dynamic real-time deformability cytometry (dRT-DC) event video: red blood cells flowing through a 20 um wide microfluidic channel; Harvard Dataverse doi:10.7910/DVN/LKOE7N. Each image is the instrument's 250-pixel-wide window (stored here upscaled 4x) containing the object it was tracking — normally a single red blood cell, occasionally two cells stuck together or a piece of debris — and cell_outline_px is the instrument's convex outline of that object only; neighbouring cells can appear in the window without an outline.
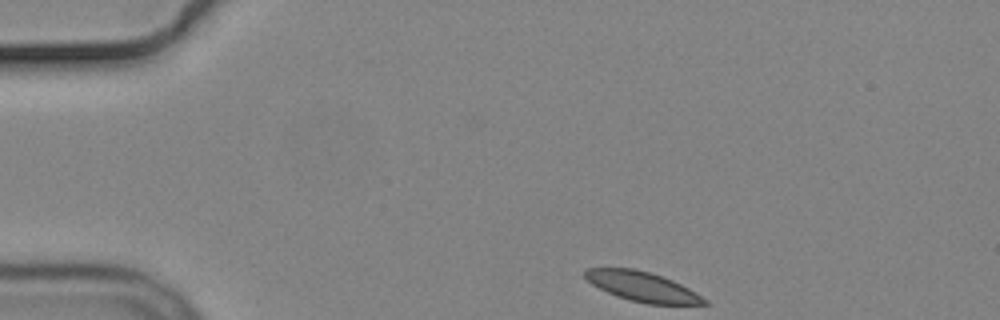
{"species": "common noctule bat (a hibernating species)", "species_latin": "Nyctalus noctula", "temperature_condition": "cold", "stored_images_in_passage": 7, "camera_frame_rate_fps": 3000, "um_per_image_px": 0.085, "animal": {"sex": "male", "body_mass_g": 19.2, "forearm_length_mm": 51.8}, "frame": {"image": 1, "passage_image": 1, "time_ms": 0.0, "image_size_px": [1000, 320], "cell_outline_px": [[708, 304], [648, 304], [628, 300], [616, 296], [592, 284], [580, 272], [584, 268], [632, 268], [648, 272], [672, 280], [688, 288], [708, 300]], "centroid_in_image_um": [54.54, 24.36], "position_along_channel_um": 30.5, "area_um2": 20.52}}